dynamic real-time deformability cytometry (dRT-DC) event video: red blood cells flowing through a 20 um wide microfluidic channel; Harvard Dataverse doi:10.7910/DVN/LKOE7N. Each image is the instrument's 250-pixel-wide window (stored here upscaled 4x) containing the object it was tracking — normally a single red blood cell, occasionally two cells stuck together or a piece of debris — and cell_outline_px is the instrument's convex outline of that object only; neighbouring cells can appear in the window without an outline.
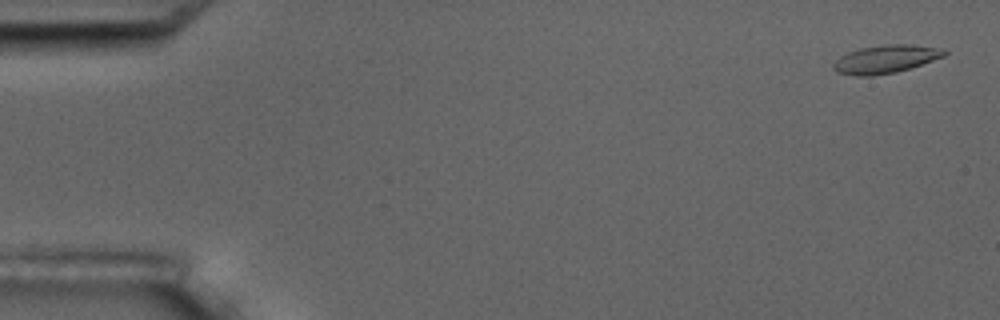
{"species": "common noctule bat (a hibernating species)", "species_latin": "Nyctalus noctula", "temperature_condition": "room temperature", "stored_images_in_passage": 6, "camera_frame_rate_fps": 3000, "um_per_image_px": 0.085, "animal": {"sex": "male", "body_mass_g": 17.5, "forearm_length_mm": 52.3}, "frame": {"image": 1, "passage_image": 1, "time_ms": 0.0, "image_size_px": [1000, 320], "cell_outline_px": [[948, 52], [944, 56], [896, 72], [872, 76], [856, 76], [836, 72], [832, 68], [832, 64], [840, 56], [848, 52], [860, 48], [884, 44], [912, 44], [944, 48]], "centroid_in_image_um": [75.25, 5.01], "position_along_channel_um": 9.7, "area_um2": 18.21}}
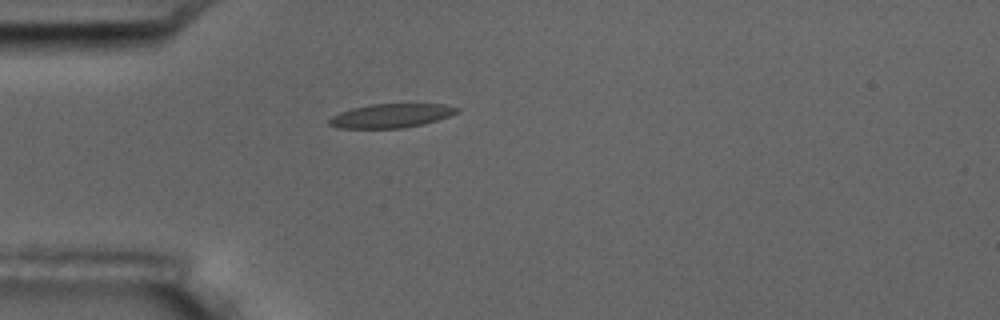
{"frame": {"image": 2, "passage_image": 5, "time_ms": 4.667, "image_size_px": [1000, 320], "cell_outline_px": [[460, 112], [424, 124], [404, 128], [336, 128], [328, 124], [328, 120], [332, 116], [340, 112], [352, 108], [372, 104], [444, 104], [460, 108]], "centroid_in_image_um": [33.24, 9.84], "position_along_channel_um": 51.8, "area_um2": 17.86}}